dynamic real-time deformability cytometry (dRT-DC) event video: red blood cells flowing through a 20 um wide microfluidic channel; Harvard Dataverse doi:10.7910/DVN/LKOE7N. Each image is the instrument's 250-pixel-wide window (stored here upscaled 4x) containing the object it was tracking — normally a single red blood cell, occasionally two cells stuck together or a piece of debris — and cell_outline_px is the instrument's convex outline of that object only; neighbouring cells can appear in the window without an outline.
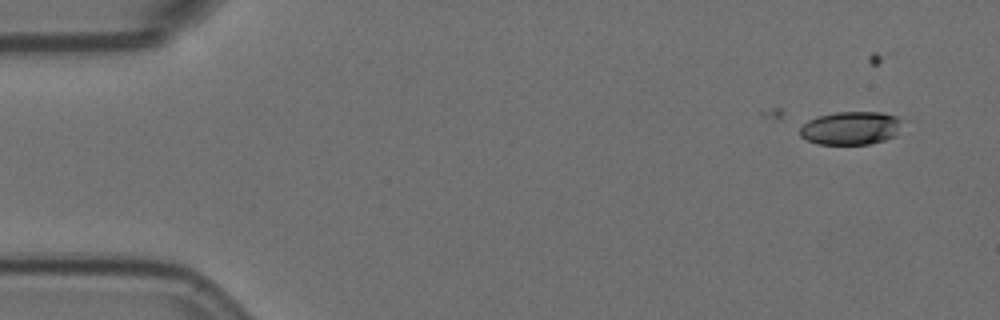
{"species": "Egyptian fruit bat (a non-hibernating species)", "species_latin": "Rousettus aegyptiacus", "temperature_condition": "room temperature", "stored_images_in_passage": 2, "camera_frame_rate_fps": 3000, "um_per_image_px": 0.085, "animal": {"sex": "female"}, "frame": {"image": 1, "passage_image": 2, "time_ms": 0.333, "image_size_px": [1000, 320], "cell_outline_px": [[904, 120], [896, 136], [884, 140], [868, 144], [816, 144], [800, 136], [800, 128], [808, 120], [816, 116], [836, 112], [880, 112], [896, 116]], "centroid_in_image_um": [72.34, 10.88], "position_along_channel_um": 12.7, "area_um2": 20.0}}